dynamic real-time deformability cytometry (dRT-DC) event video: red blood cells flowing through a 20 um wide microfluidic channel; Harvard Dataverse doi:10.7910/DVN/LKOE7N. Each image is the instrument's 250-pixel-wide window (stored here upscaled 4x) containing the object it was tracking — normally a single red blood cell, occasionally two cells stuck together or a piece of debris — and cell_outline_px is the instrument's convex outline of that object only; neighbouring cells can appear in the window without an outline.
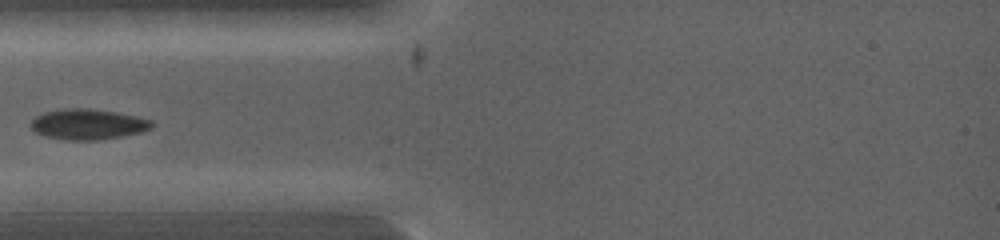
{"species": "common noctule bat (a hibernating species)", "species_latin": "Nyctalus noctula", "temperature_condition": "warm", "stored_images_in_passage": 36, "camera_frame_rate_fps": 5000, "um_per_image_px": 0.085, "animal": {"sex": "female", "body_mass_g": 19.0, "forearm_length_mm": 53.3}, "frame": {"image": 1, "passage_image": 1, "time_ms": 0.0, "image_size_px": [1000, 240], "cell_outline_px": [[152, 128], [140, 132], [120, 136], [96, 140], [68, 140], [48, 136], [36, 132], [32, 128], [32, 120], [36, 116], [44, 112], [64, 108], [88, 108], [116, 112], [136, 116], [152, 120]], "centroid_in_image_um": [7.48, 10.55], "position_along_channel_um": 77.5, "area_um2": 21.21}}
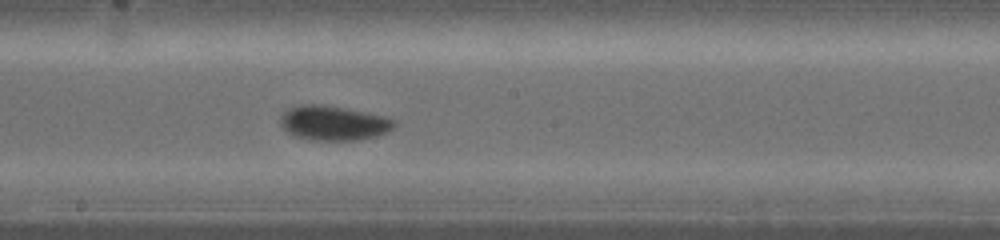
{"frame": {"image": 2, "passage_image": 15, "time_ms": 2.4, "image_size_px": [1000, 240], "cell_outline_px": [[396, 124], [392, 128], [376, 136], [356, 140], [308, 140], [296, 136], [288, 132], [280, 124], [280, 116], [288, 108], [304, 104], [316, 104], [364, 112], [384, 116], [396, 120]], "centroid_in_image_um": [28.32, 10.47], "position_along_channel_um": 219.9, "area_um2": 22.6}}
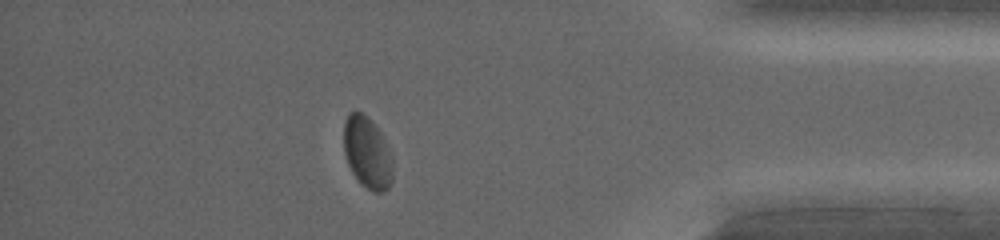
{"frame": {"image": 3, "passage_image": 32, "time_ms": 6.0, "image_size_px": [1000, 240], "cell_outline_px": [[392, 180], [388, 188], [384, 192], [372, 192], [352, 172], [348, 164], [344, 152], [344, 120], [348, 112], [356, 108], [368, 116], [372, 120], [380, 132], [384, 140], [392, 160]], "centroid_in_image_um": [31.2, 12.9], "position_along_channel_um": 404.0, "area_um2": 20.46}}